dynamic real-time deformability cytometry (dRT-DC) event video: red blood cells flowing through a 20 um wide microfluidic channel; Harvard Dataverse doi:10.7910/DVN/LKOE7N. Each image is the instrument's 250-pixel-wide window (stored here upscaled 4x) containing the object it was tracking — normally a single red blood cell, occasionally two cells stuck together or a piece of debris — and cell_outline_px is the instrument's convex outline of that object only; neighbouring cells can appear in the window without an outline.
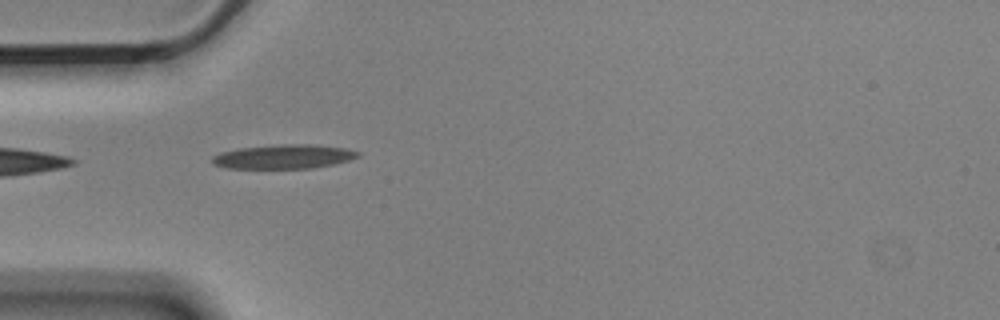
{"species": "Egyptian fruit bat (a non-hibernating species)", "species_latin": "Rousettus aegyptiacus", "temperature_condition": "cold", "stored_images_in_passage": 6, "segment_of_instrument_passage": [2, 2], "camera_frame_rate_fps": 3000, "um_per_image_px": 0.085, "animal": {"sex": "male"}, "frame": {"image": 1, "passage_image": 5, "time_ms": 1.333, "image_size_px": [1000, 320], "cell_outline_px": [[360, 156], [348, 160], [332, 164], [312, 168], [228, 168], [212, 164], [212, 156], [220, 152], [240, 148], [284, 144], [308, 144], [344, 148], [360, 152]], "centroid_in_image_um": [24.09, 13.31], "position_along_channel_um": 60.9, "area_um2": 20.29}}
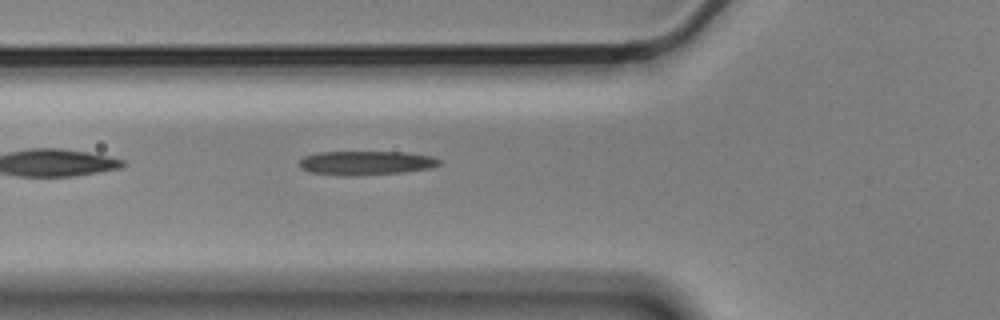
{"frame": {"image": 2, "passage_image": 6, "time_ms": 1.667, "image_size_px": [1000, 320], "cell_outline_px": [[440, 164], [432, 168], [404, 172], [352, 176], [344, 176], [308, 172], [300, 168], [300, 160], [304, 156], [320, 152], [408, 152], [432, 156], [440, 160]], "centroid_in_image_um": [31.12, 13.85], "position_along_channel_um": 94.7, "area_um2": 19.77}}